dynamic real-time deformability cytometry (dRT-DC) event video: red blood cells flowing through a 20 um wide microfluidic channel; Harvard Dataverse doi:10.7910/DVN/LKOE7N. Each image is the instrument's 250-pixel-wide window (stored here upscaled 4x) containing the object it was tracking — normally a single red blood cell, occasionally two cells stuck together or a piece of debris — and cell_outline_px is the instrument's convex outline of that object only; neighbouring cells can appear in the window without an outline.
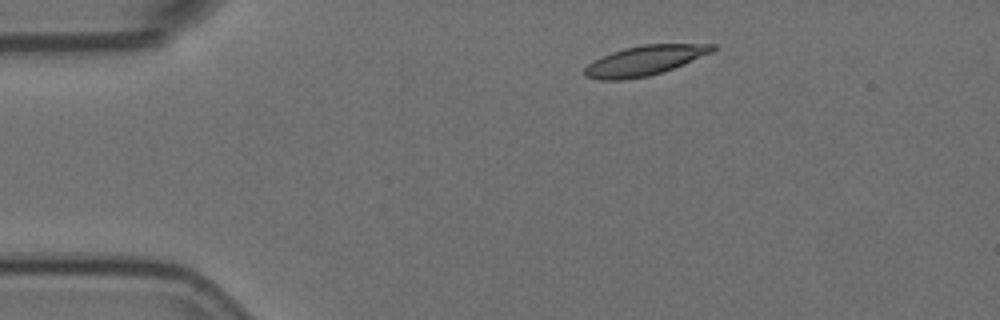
{"species": "Egyptian fruit bat (a non-hibernating species)", "species_latin": "Rousettus aegyptiacus", "temperature_condition": "room temperature", "stored_images_in_passage": 5, "camera_frame_rate_fps": 3000, "um_per_image_px": 0.085, "animal": {"sex": "female"}, "frame": {"image": 1, "passage_image": 2, "time_ms": 0.333, "image_size_px": [1000, 320], "cell_outline_px": [[716, 48], [712, 52], [672, 68], [648, 76], [620, 80], [600, 80], [584, 76], [584, 68], [592, 60], [612, 52], [624, 48], [644, 44], [716, 44]], "centroid_in_image_um": [54.74, 5.14], "position_along_channel_um": 30.3, "area_um2": 21.96}}
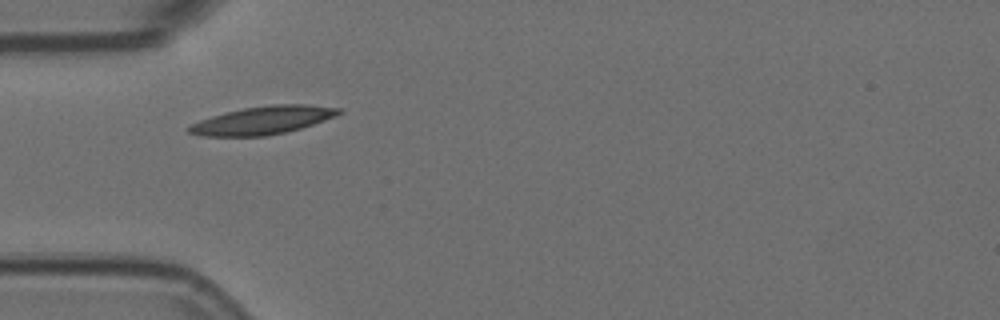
{"frame": {"image": 2, "passage_image": 4, "time_ms": 1.0, "image_size_px": [1000, 320], "cell_outline_px": [[344, 112], [336, 116], [300, 128], [284, 132], [264, 136], [200, 136], [188, 132], [184, 128], [200, 120], [212, 116], [244, 108], [272, 104], [308, 104], [340, 108]], "centroid_in_image_um": [22.33, 10.22], "position_along_channel_um": 62.7, "area_um2": 24.33}}
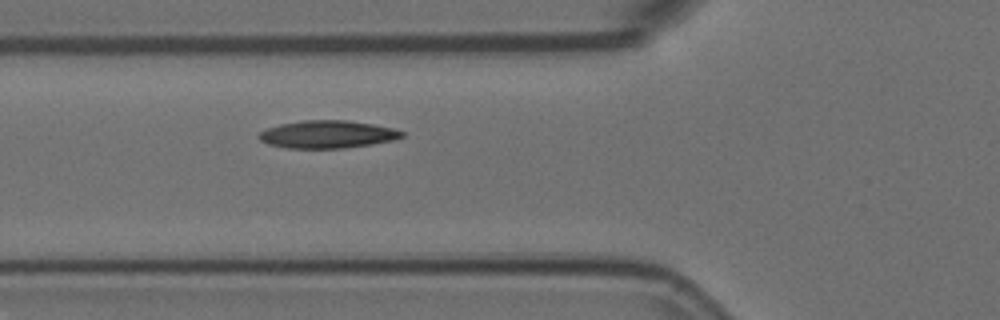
{"frame": {"image": 3, "passage_image": 5, "time_ms": 1.333, "image_size_px": [1000, 320], "cell_outline_px": [[404, 136], [392, 140], [372, 144], [344, 148], [288, 148], [268, 144], [260, 140], [256, 136], [260, 132], [268, 128], [280, 124], [304, 120], [348, 120], [372, 124], [392, 128], [404, 132]], "centroid_in_image_um": [27.81, 11.42], "position_along_channel_um": 98.0, "area_um2": 22.95}}